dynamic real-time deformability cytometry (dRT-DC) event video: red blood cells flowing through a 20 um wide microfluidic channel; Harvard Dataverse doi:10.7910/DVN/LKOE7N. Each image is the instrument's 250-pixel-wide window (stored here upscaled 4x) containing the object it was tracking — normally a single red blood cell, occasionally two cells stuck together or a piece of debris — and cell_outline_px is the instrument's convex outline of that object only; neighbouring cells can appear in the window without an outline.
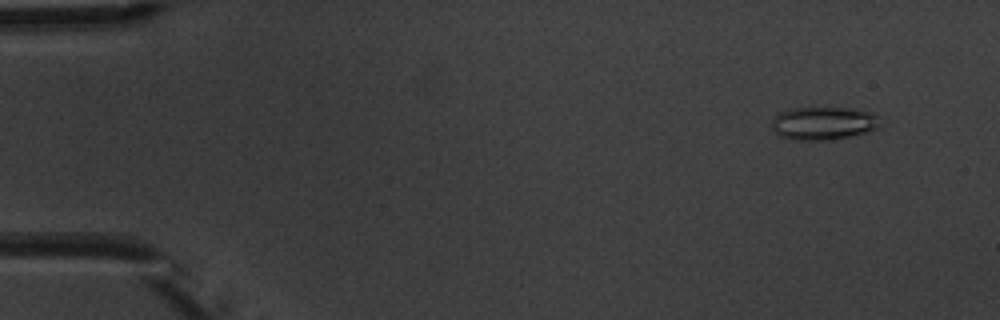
{"species": "common noctule bat (a hibernating species)", "species_latin": "Nyctalus noctula", "temperature_condition": "warm", "stored_images_in_passage": 6, "camera_frame_rate_fps": 3000, "um_per_image_px": 0.085, "animal": {"sex": "male", "body_mass_g": 20.1, "forearm_length_mm": 53.5}, "frame": {"image": 1, "passage_image": 1, "time_ms": 0.0, "image_size_px": [1000, 320], "cell_outline_px": [[876, 128], [864, 132], [832, 140], [792, 140], [780, 136], [772, 128], [772, 116], [780, 112], [792, 108], [852, 108], [868, 112], [876, 116]], "centroid_in_image_um": [69.87, 10.48], "position_along_channel_um": 15.1, "area_um2": 20.52}}
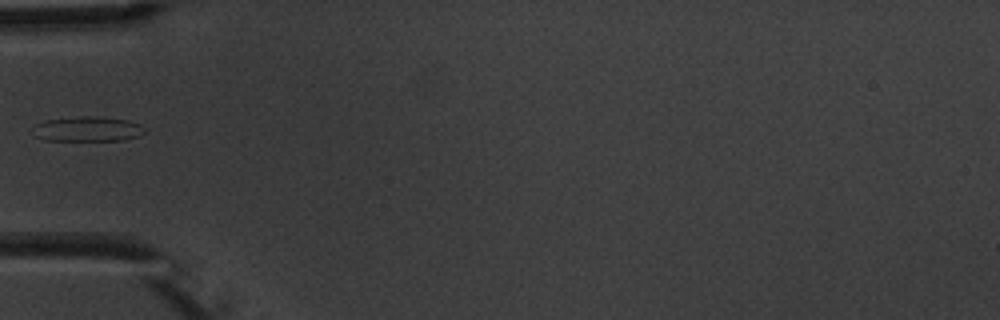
{"frame": {"image": 2, "passage_image": 5, "time_ms": 4.667, "image_size_px": [1000, 320], "cell_outline_px": [[148, 132], [124, 140], [44, 140], [36, 136], [36, 124], [44, 120], [80, 116], [96, 116], [128, 120], [140, 124]], "centroid_in_image_um": [7.5, 10.96], "position_along_channel_um": 77.5, "area_um2": 16.07}}
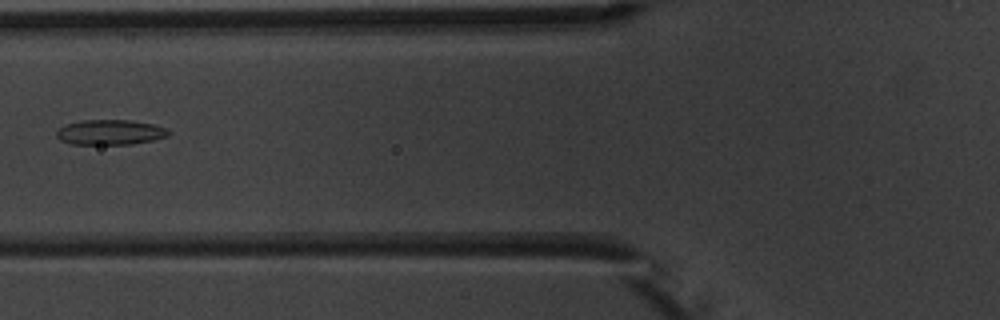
{"frame": {"image": 3, "passage_image": 6, "time_ms": 5.667, "image_size_px": [1000, 320], "cell_outline_px": [[172, 132], [168, 136], [152, 140], [132, 144], [72, 144], [60, 140], [56, 136], [56, 132], [60, 128], [68, 124], [84, 120], [128, 120], [152, 124], [164, 128]], "centroid_in_image_um": [9.37, 11.25], "position_along_channel_um": 116.4, "area_um2": 16.18}}